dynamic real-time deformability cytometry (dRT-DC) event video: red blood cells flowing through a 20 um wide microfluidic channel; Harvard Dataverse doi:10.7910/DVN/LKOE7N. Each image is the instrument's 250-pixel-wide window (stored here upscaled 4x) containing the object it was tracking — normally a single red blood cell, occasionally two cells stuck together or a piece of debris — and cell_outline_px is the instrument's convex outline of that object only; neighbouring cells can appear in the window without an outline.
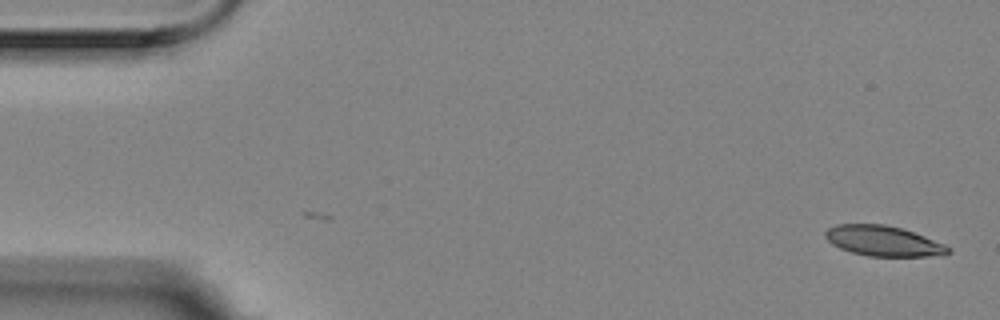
{"species": "Egyptian fruit bat (a non-hibernating species)", "species_latin": "Rousettus aegyptiacus", "temperature_condition": "room temperature", "stored_images_in_passage": 55, "camera_frame_rate_fps": 3000, "um_per_image_px": 0.085, "animal": {"sex": "female"}, "frame": {"image": 1, "passage_image": 1, "time_ms": 0.0, "image_size_px": [1000, 320], "cell_outline_px": [[952, 252], [924, 256], [868, 256], [852, 252], [840, 248], [832, 244], [824, 236], [824, 232], [828, 228], [836, 224], [884, 224], [900, 228], [924, 236], [944, 244], [952, 248]], "centroid_in_image_um": [75.04, 20.47], "position_along_channel_um": 10.0, "area_um2": 21.44}}
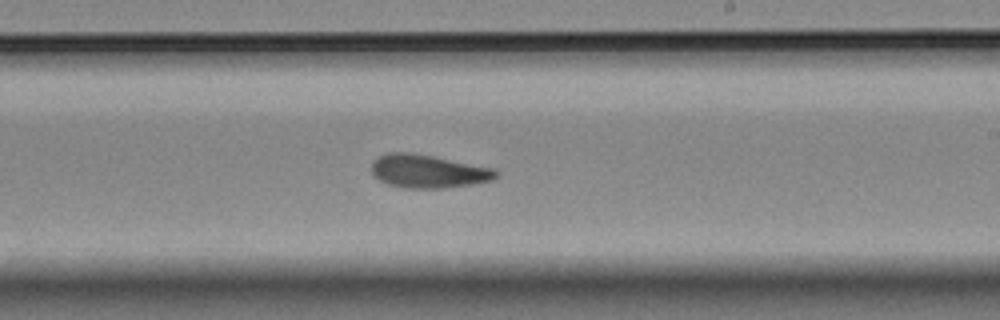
{"frame": {"image": 2, "passage_image": 32, "time_ms": 10.333, "image_size_px": [1000, 320], "cell_outline_px": [[496, 176], [492, 180], [472, 184], [444, 188], [404, 188], [388, 184], [372, 176], [372, 160], [388, 152], [408, 152], [432, 156], [496, 168]], "centroid_in_image_um": [36.36, 14.56], "position_along_channel_um": 252.6, "area_um2": 24.1}}
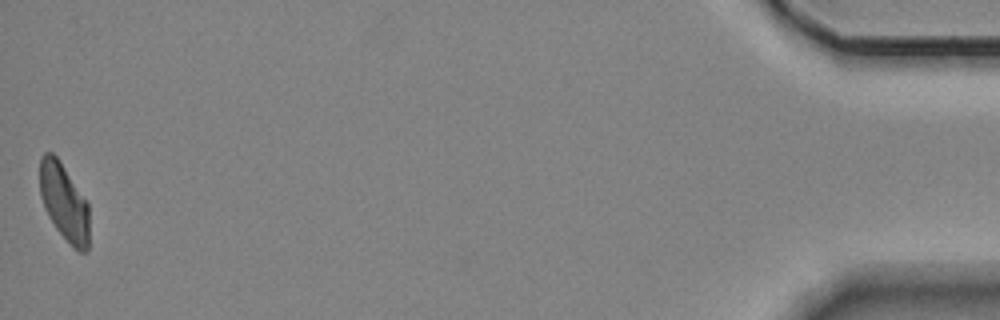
{"frame": {"image": 3, "passage_image": 55, "time_ms": 18.0, "image_size_px": [1000, 320], "cell_outline_px": [[88, 252], [80, 252], [72, 248], [56, 228], [48, 216], [44, 208], [40, 196], [40, 156], [44, 152], [52, 152], [56, 156], [88, 204]], "centroid_in_image_um": [5.43, 17.22], "position_along_channel_um": 429.8, "area_um2": 22.02}, "authors_computed_cell_mechanics": {"area_um2": 23.4668, "velocity_mm_per_s": 3.5292, "shape_relaxation_time_tau1_ms": 5.8398, "shape_relaxation_time_tau2_ms": 3.2181, "deformation_change_tau1": 0.1467, "deformation_change_tau2": 0.1033}}